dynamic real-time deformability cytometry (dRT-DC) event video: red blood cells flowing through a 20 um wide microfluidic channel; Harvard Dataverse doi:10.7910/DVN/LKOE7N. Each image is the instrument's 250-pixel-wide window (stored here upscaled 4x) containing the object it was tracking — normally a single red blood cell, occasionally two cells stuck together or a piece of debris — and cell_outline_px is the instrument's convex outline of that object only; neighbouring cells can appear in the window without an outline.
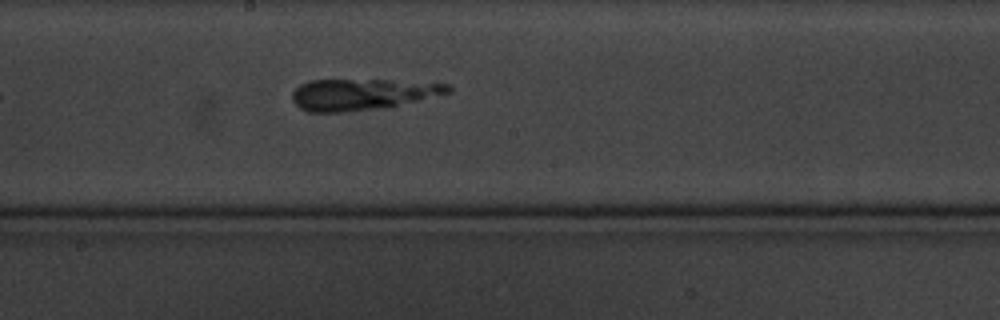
{"species": "common noctule bat (a hibernating species)", "species_latin": "Nyctalus noctula", "temperature_condition": "cold", "stored_images_in_passage": 9, "camera_frame_rate_fps": 3000, "um_per_image_px": 0.085, "animal": {"sex": "male", "body_mass_g": 20.1, "forearm_length_mm": 53.5}, "frame": {"image": 1, "passage_image": 9, "time_ms": 10.0, "image_size_px": [1000, 320], "cell_outline_px": [[452, 92], [420, 100], [396, 104], [340, 112], [308, 112], [300, 108], [292, 100], [292, 92], [300, 84], [308, 80], [392, 80], [448, 84], [452, 88]], "centroid_in_image_um": [30.74, 7.99], "position_along_channel_um": 217.5, "area_um2": 27.8}}